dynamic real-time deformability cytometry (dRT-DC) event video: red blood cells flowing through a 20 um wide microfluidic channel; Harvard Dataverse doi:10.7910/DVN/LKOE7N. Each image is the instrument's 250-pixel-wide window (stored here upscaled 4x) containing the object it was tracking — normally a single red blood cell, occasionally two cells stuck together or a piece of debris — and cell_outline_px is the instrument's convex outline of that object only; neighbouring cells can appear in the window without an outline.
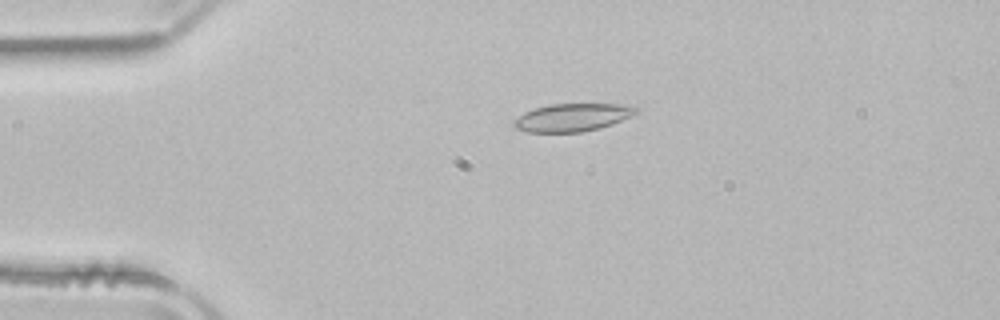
{"species": "common noctule bat (a hibernating species)", "species_latin": "Nyctalus noctula", "temperature_condition": "room temperature", "stored_images_in_passage": 4, "camera_frame_rate_fps": 3000, "um_per_image_px": 0.085, "animal": {"sex": "male", "body_mass_g": 21.5, "forearm_length_mm": 52.0}, "frame": {"image": 1, "passage_image": 3, "time_ms": 0.667, "image_size_px": [1000, 320], "cell_outline_px": [[636, 112], [612, 124], [580, 132], [528, 132], [516, 128], [512, 124], [512, 120], [524, 112], [532, 108], [548, 104], [632, 104], [636, 108]], "centroid_in_image_um": [48.57, 9.97], "position_along_channel_um": 36.4, "area_um2": 19.71}}